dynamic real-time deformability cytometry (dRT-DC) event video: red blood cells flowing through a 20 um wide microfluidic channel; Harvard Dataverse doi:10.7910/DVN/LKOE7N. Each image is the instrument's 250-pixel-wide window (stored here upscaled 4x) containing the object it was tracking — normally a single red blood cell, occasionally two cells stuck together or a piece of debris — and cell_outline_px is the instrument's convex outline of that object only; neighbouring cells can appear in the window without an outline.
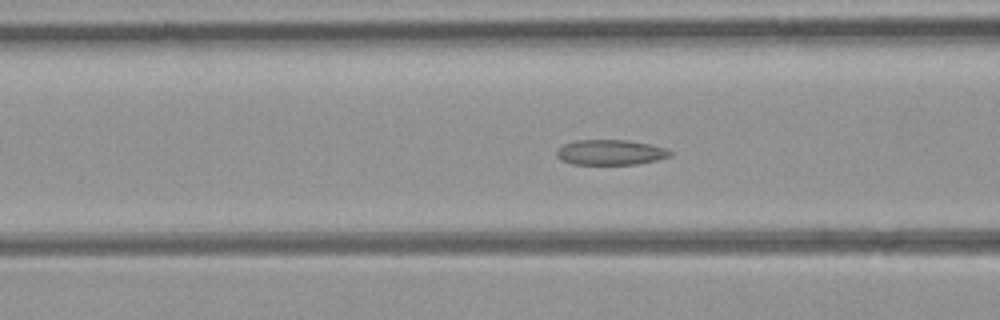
{"species": "common noctule bat (a hibernating species)", "species_latin": "Nyctalus noctula", "temperature_condition": "room temperature", "stored_images_in_passage": 40, "camera_frame_rate_fps": 3000, "um_per_image_px": 0.085, "animal": {"sex": "female", "body_mass_g": 21.9}, "frame": {"image": 1, "passage_image": 8, "time_ms": 2.333, "image_size_px": [1000, 320], "cell_outline_px": [[672, 156], [656, 160], [636, 164], [572, 164], [560, 160], [556, 156], [556, 148], [564, 144], [576, 140], [628, 140], [652, 144], [668, 148], [672, 152]], "centroid_in_image_um": [51.89, 12.94], "position_along_channel_um": 114.7, "area_um2": 16.94}}
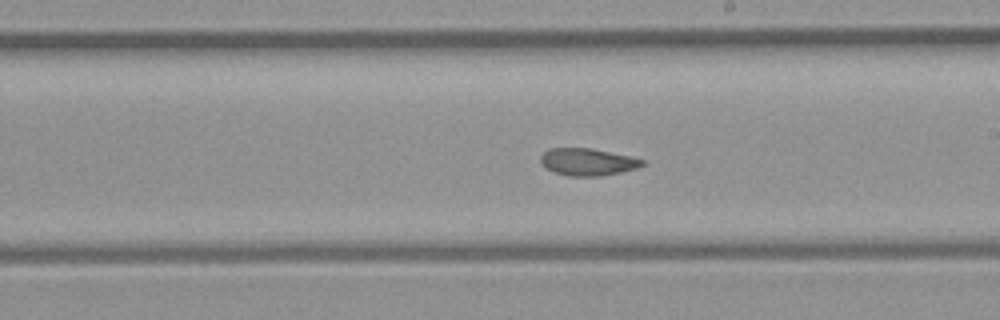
{"frame": {"image": 2, "passage_image": 17, "time_ms": 5.333, "image_size_px": [1000, 320], "cell_outline_px": [[644, 164], [636, 168], [620, 172], [600, 176], [568, 176], [552, 172], [544, 168], [540, 164], [540, 156], [548, 148], [592, 148], [632, 156], [644, 160]], "centroid_in_image_um": [49.9, 13.76], "position_along_channel_um": 239.1, "area_um2": 16.36}}
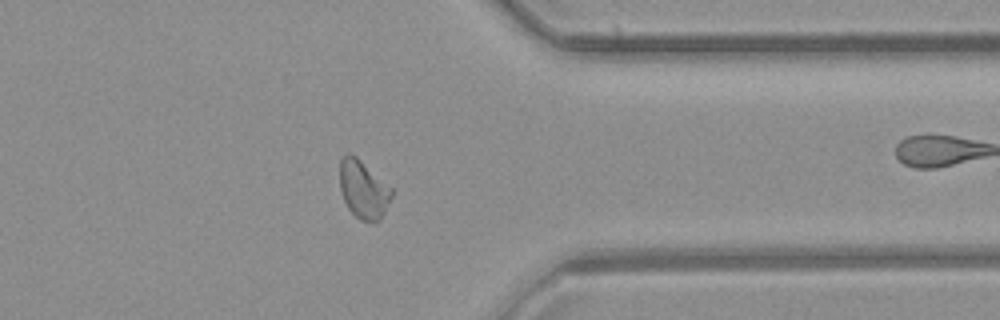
{"frame": {"image": 3, "passage_image": 28, "time_ms": 9.0, "image_size_px": [1000, 320], "cell_outline_px": [[392, 196], [380, 220], [372, 224], [360, 220], [348, 208], [344, 200], [340, 188], [340, 160], [348, 152], [356, 156], [392, 188]], "centroid_in_image_um": [30.88, 16.12], "position_along_channel_um": 380.5, "area_um2": 17.51}, "authors_computed_cell_mechanics": {"area_um2": 17.2244, "velocity_mm_per_s": 4.1381, "shape_relaxation_time_tau1_ms": null, "shape_relaxation_time_tau2_ms": 2.4516, "deformation_change_tau1": null, "deformation_change_tau2": 0.0771}}